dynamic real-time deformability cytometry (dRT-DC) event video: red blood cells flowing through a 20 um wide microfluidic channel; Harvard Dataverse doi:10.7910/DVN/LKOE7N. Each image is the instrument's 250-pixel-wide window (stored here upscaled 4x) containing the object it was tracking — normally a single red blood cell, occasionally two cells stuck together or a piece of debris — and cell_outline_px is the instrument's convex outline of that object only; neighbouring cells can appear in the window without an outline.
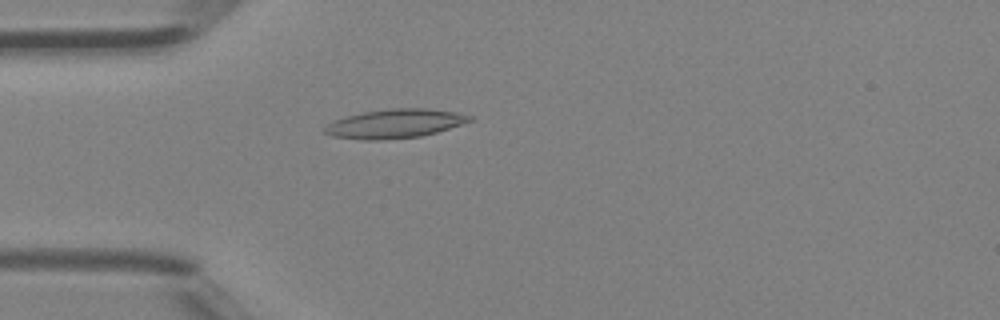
{"species": "Egyptian fruit bat (a non-hibernating species)", "species_latin": "Rousettus aegyptiacus", "temperature_condition": "room temperature", "stored_images_in_passage": 4, "camera_frame_rate_fps": 3000, "um_per_image_px": 0.085, "animal": {"sex": "female"}, "frame": {"image": 1, "passage_image": 4, "time_ms": 1.0, "image_size_px": [1000, 320], "cell_outline_px": [[472, 120], [436, 132], [420, 136], [380, 140], [364, 140], [332, 136], [324, 132], [324, 128], [328, 124], [336, 120], [348, 116], [364, 112], [388, 108], [424, 108], [456, 112], [472, 116]], "centroid_in_image_um": [33.55, 10.51], "position_along_channel_um": 51.4, "area_um2": 24.1}}